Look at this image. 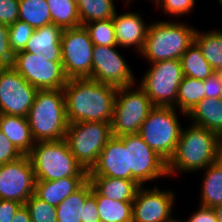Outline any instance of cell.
<instances>
[{"instance_id":"1","label":"cell","mask_w":222,"mask_h":222,"mask_svg":"<svg viewBox=\"0 0 222 222\" xmlns=\"http://www.w3.org/2000/svg\"><path fill=\"white\" fill-rule=\"evenodd\" d=\"M68 123H111L117 88L90 78L68 79L63 87Z\"/></svg>"},{"instance_id":"2","label":"cell","mask_w":222,"mask_h":222,"mask_svg":"<svg viewBox=\"0 0 222 222\" xmlns=\"http://www.w3.org/2000/svg\"><path fill=\"white\" fill-rule=\"evenodd\" d=\"M221 137L194 124L181 129L176 150L167 163L168 177L196 172L219 160ZM177 172V173H176Z\"/></svg>"},{"instance_id":"3","label":"cell","mask_w":222,"mask_h":222,"mask_svg":"<svg viewBox=\"0 0 222 222\" xmlns=\"http://www.w3.org/2000/svg\"><path fill=\"white\" fill-rule=\"evenodd\" d=\"M27 120L35 142L64 139L69 123L63 88L38 90Z\"/></svg>"},{"instance_id":"4","label":"cell","mask_w":222,"mask_h":222,"mask_svg":"<svg viewBox=\"0 0 222 222\" xmlns=\"http://www.w3.org/2000/svg\"><path fill=\"white\" fill-rule=\"evenodd\" d=\"M196 29L182 22L155 21L149 24L145 44L140 52L149 63L180 59L194 42Z\"/></svg>"},{"instance_id":"5","label":"cell","mask_w":222,"mask_h":222,"mask_svg":"<svg viewBox=\"0 0 222 222\" xmlns=\"http://www.w3.org/2000/svg\"><path fill=\"white\" fill-rule=\"evenodd\" d=\"M28 155L33 165L36 181L88 177V171L71 153L65 139L35 142Z\"/></svg>"},{"instance_id":"6","label":"cell","mask_w":222,"mask_h":222,"mask_svg":"<svg viewBox=\"0 0 222 222\" xmlns=\"http://www.w3.org/2000/svg\"><path fill=\"white\" fill-rule=\"evenodd\" d=\"M177 111L175 107L154 106L138 133L167 163L176 150L182 129Z\"/></svg>"},{"instance_id":"7","label":"cell","mask_w":222,"mask_h":222,"mask_svg":"<svg viewBox=\"0 0 222 222\" xmlns=\"http://www.w3.org/2000/svg\"><path fill=\"white\" fill-rule=\"evenodd\" d=\"M134 86L137 88L133 89ZM153 107L151 100L139 85L117 88L111 121L112 136L138 134Z\"/></svg>"},{"instance_id":"8","label":"cell","mask_w":222,"mask_h":222,"mask_svg":"<svg viewBox=\"0 0 222 222\" xmlns=\"http://www.w3.org/2000/svg\"><path fill=\"white\" fill-rule=\"evenodd\" d=\"M111 137L109 122H76L68 124L64 139L77 161L89 172Z\"/></svg>"},{"instance_id":"9","label":"cell","mask_w":222,"mask_h":222,"mask_svg":"<svg viewBox=\"0 0 222 222\" xmlns=\"http://www.w3.org/2000/svg\"><path fill=\"white\" fill-rule=\"evenodd\" d=\"M150 64L139 86L153 106L174 107L183 78L180 60L171 59Z\"/></svg>"},{"instance_id":"10","label":"cell","mask_w":222,"mask_h":222,"mask_svg":"<svg viewBox=\"0 0 222 222\" xmlns=\"http://www.w3.org/2000/svg\"><path fill=\"white\" fill-rule=\"evenodd\" d=\"M93 48L94 44L84 26L63 30L62 66L68 79L91 77Z\"/></svg>"},{"instance_id":"11","label":"cell","mask_w":222,"mask_h":222,"mask_svg":"<svg viewBox=\"0 0 222 222\" xmlns=\"http://www.w3.org/2000/svg\"><path fill=\"white\" fill-rule=\"evenodd\" d=\"M119 138L124 142L125 148H128V180L144 186L145 182L168 176L167 162L139 134Z\"/></svg>"},{"instance_id":"12","label":"cell","mask_w":222,"mask_h":222,"mask_svg":"<svg viewBox=\"0 0 222 222\" xmlns=\"http://www.w3.org/2000/svg\"><path fill=\"white\" fill-rule=\"evenodd\" d=\"M12 67L38 90L62 89L68 81L62 62L50 61V58H41L23 50L15 53Z\"/></svg>"},{"instance_id":"13","label":"cell","mask_w":222,"mask_h":222,"mask_svg":"<svg viewBox=\"0 0 222 222\" xmlns=\"http://www.w3.org/2000/svg\"><path fill=\"white\" fill-rule=\"evenodd\" d=\"M117 47L94 45L90 79L116 88L135 85L134 72Z\"/></svg>"},{"instance_id":"14","label":"cell","mask_w":222,"mask_h":222,"mask_svg":"<svg viewBox=\"0 0 222 222\" xmlns=\"http://www.w3.org/2000/svg\"><path fill=\"white\" fill-rule=\"evenodd\" d=\"M37 91L13 67L0 68V114L27 117Z\"/></svg>"},{"instance_id":"15","label":"cell","mask_w":222,"mask_h":222,"mask_svg":"<svg viewBox=\"0 0 222 222\" xmlns=\"http://www.w3.org/2000/svg\"><path fill=\"white\" fill-rule=\"evenodd\" d=\"M35 183V172L29 155L0 165V199L24 205L34 194Z\"/></svg>"},{"instance_id":"16","label":"cell","mask_w":222,"mask_h":222,"mask_svg":"<svg viewBox=\"0 0 222 222\" xmlns=\"http://www.w3.org/2000/svg\"><path fill=\"white\" fill-rule=\"evenodd\" d=\"M175 193L161 190L157 186L152 188L140 186L132 202V220L136 222H177L172 217Z\"/></svg>"},{"instance_id":"17","label":"cell","mask_w":222,"mask_h":222,"mask_svg":"<svg viewBox=\"0 0 222 222\" xmlns=\"http://www.w3.org/2000/svg\"><path fill=\"white\" fill-rule=\"evenodd\" d=\"M88 177H113L128 180V148L119 137L112 136L102 151L97 163L88 172Z\"/></svg>"},{"instance_id":"18","label":"cell","mask_w":222,"mask_h":222,"mask_svg":"<svg viewBox=\"0 0 222 222\" xmlns=\"http://www.w3.org/2000/svg\"><path fill=\"white\" fill-rule=\"evenodd\" d=\"M113 23L117 46L119 47H134L138 53L142 51L149 24L147 25L142 19V14L138 12H126L118 15L117 11L114 15Z\"/></svg>"},{"instance_id":"19","label":"cell","mask_w":222,"mask_h":222,"mask_svg":"<svg viewBox=\"0 0 222 222\" xmlns=\"http://www.w3.org/2000/svg\"><path fill=\"white\" fill-rule=\"evenodd\" d=\"M63 28L49 24L34 29L23 51L30 52L50 61L62 62L61 37Z\"/></svg>"},{"instance_id":"20","label":"cell","mask_w":222,"mask_h":222,"mask_svg":"<svg viewBox=\"0 0 222 222\" xmlns=\"http://www.w3.org/2000/svg\"><path fill=\"white\" fill-rule=\"evenodd\" d=\"M87 180L88 177H66L53 181H36L34 194L39 199L57 207L65 198L78 190Z\"/></svg>"},{"instance_id":"21","label":"cell","mask_w":222,"mask_h":222,"mask_svg":"<svg viewBox=\"0 0 222 222\" xmlns=\"http://www.w3.org/2000/svg\"><path fill=\"white\" fill-rule=\"evenodd\" d=\"M0 131L23 155L31 152L35 141L27 117L0 114Z\"/></svg>"},{"instance_id":"22","label":"cell","mask_w":222,"mask_h":222,"mask_svg":"<svg viewBox=\"0 0 222 222\" xmlns=\"http://www.w3.org/2000/svg\"><path fill=\"white\" fill-rule=\"evenodd\" d=\"M192 124L204 127L222 137V100L203 98L187 114Z\"/></svg>"},{"instance_id":"23","label":"cell","mask_w":222,"mask_h":222,"mask_svg":"<svg viewBox=\"0 0 222 222\" xmlns=\"http://www.w3.org/2000/svg\"><path fill=\"white\" fill-rule=\"evenodd\" d=\"M92 187L102 196L114 201L133 202L140 187L134 180L113 177H88Z\"/></svg>"},{"instance_id":"24","label":"cell","mask_w":222,"mask_h":222,"mask_svg":"<svg viewBox=\"0 0 222 222\" xmlns=\"http://www.w3.org/2000/svg\"><path fill=\"white\" fill-rule=\"evenodd\" d=\"M204 171L199 205L213 208L222 204V163L218 160Z\"/></svg>"},{"instance_id":"25","label":"cell","mask_w":222,"mask_h":222,"mask_svg":"<svg viewBox=\"0 0 222 222\" xmlns=\"http://www.w3.org/2000/svg\"><path fill=\"white\" fill-rule=\"evenodd\" d=\"M92 193V185L87 180L78 190L65 198L57 207V222H81L86 198Z\"/></svg>"},{"instance_id":"26","label":"cell","mask_w":222,"mask_h":222,"mask_svg":"<svg viewBox=\"0 0 222 222\" xmlns=\"http://www.w3.org/2000/svg\"><path fill=\"white\" fill-rule=\"evenodd\" d=\"M194 42L214 72H222V29L200 32L196 29Z\"/></svg>"},{"instance_id":"27","label":"cell","mask_w":222,"mask_h":222,"mask_svg":"<svg viewBox=\"0 0 222 222\" xmlns=\"http://www.w3.org/2000/svg\"><path fill=\"white\" fill-rule=\"evenodd\" d=\"M96 196L98 213L101 222H131L133 214L132 202L114 201L100 195L93 187Z\"/></svg>"},{"instance_id":"28","label":"cell","mask_w":222,"mask_h":222,"mask_svg":"<svg viewBox=\"0 0 222 222\" xmlns=\"http://www.w3.org/2000/svg\"><path fill=\"white\" fill-rule=\"evenodd\" d=\"M205 82L192 77L183 76L178 88L176 104L180 114H186L203 98H205Z\"/></svg>"},{"instance_id":"29","label":"cell","mask_w":222,"mask_h":222,"mask_svg":"<svg viewBox=\"0 0 222 222\" xmlns=\"http://www.w3.org/2000/svg\"><path fill=\"white\" fill-rule=\"evenodd\" d=\"M179 60L183 76L205 80L214 73L211 65L203 57L201 49L195 42L188 47Z\"/></svg>"},{"instance_id":"30","label":"cell","mask_w":222,"mask_h":222,"mask_svg":"<svg viewBox=\"0 0 222 222\" xmlns=\"http://www.w3.org/2000/svg\"><path fill=\"white\" fill-rule=\"evenodd\" d=\"M34 29L52 24L46 0H19V18Z\"/></svg>"},{"instance_id":"31","label":"cell","mask_w":222,"mask_h":222,"mask_svg":"<svg viewBox=\"0 0 222 222\" xmlns=\"http://www.w3.org/2000/svg\"><path fill=\"white\" fill-rule=\"evenodd\" d=\"M52 24L63 29L81 26L78 5L72 0H46Z\"/></svg>"},{"instance_id":"32","label":"cell","mask_w":222,"mask_h":222,"mask_svg":"<svg viewBox=\"0 0 222 222\" xmlns=\"http://www.w3.org/2000/svg\"><path fill=\"white\" fill-rule=\"evenodd\" d=\"M125 1V0H124ZM130 0H126L128 5ZM113 0H80L78 13L81 25L94 21L113 18L116 14V6Z\"/></svg>"},{"instance_id":"33","label":"cell","mask_w":222,"mask_h":222,"mask_svg":"<svg viewBox=\"0 0 222 222\" xmlns=\"http://www.w3.org/2000/svg\"><path fill=\"white\" fill-rule=\"evenodd\" d=\"M94 45L117 46L113 19L94 20L83 25Z\"/></svg>"},{"instance_id":"34","label":"cell","mask_w":222,"mask_h":222,"mask_svg":"<svg viewBox=\"0 0 222 222\" xmlns=\"http://www.w3.org/2000/svg\"><path fill=\"white\" fill-rule=\"evenodd\" d=\"M32 222H57L56 207L33 194L26 202Z\"/></svg>"},{"instance_id":"35","label":"cell","mask_w":222,"mask_h":222,"mask_svg":"<svg viewBox=\"0 0 222 222\" xmlns=\"http://www.w3.org/2000/svg\"><path fill=\"white\" fill-rule=\"evenodd\" d=\"M9 29V44L13 53H17L25 49L29 38L32 36L34 28L26 22L17 20Z\"/></svg>"},{"instance_id":"36","label":"cell","mask_w":222,"mask_h":222,"mask_svg":"<svg viewBox=\"0 0 222 222\" xmlns=\"http://www.w3.org/2000/svg\"><path fill=\"white\" fill-rule=\"evenodd\" d=\"M157 7H161L169 16L189 15L195 7V0H153ZM183 14V15H182Z\"/></svg>"},{"instance_id":"37","label":"cell","mask_w":222,"mask_h":222,"mask_svg":"<svg viewBox=\"0 0 222 222\" xmlns=\"http://www.w3.org/2000/svg\"><path fill=\"white\" fill-rule=\"evenodd\" d=\"M14 55L9 44L8 25L0 23V68L12 67Z\"/></svg>"},{"instance_id":"38","label":"cell","mask_w":222,"mask_h":222,"mask_svg":"<svg viewBox=\"0 0 222 222\" xmlns=\"http://www.w3.org/2000/svg\"><path fill=\"white\" fill-rule=\"evenodd\" d=\"M19 18V0H0V23L12 25Z\"/></svg>"},{"instance_id":"39","label":"cell","mask_w":222,"mask_h":222,"mask_svg":"<svg viewBox=\"0 0 222 222\" xmlns=\"http://www.w3.org/2000/svg\"><path fill=\"white\" fill-rule=\"evenodd\" d=\"M21 156L23 154L0 131V165L17 160Z\"/></svg>"},{"instance_id":"40","label":"cell","mask_w":222,"mask_h":222,"mask_svg":"<svg viewBox=\"0 0 222 222\" xmlns=\"http://www.w3.org/2000/svg\"><path fill=\"white\" fill-rule=\"evenodd\" d=\"M205 82V98L220 99L222 90V72H214Z\"/></svg>"},{"instance_id":"41","label":"cell","mask_w":222,"mask_h":222,"mask_svg":"<svg viewBox=\"0 0 222 222\" xmlns=\"http://www.w3.org/2000/svg\"><path fill=\"white\" fill-rule=\"evenodd\" d=\"M81 222H101L96 196L93 193L86 198V202L83 207V219H81Z\"/></svg>"},{"instance_id":"42","label":"cell","mask_w":222,"mask_h":222,"mask_svg":"<svg viewBox=\"0 0 222 222\" xmlns=\"http://www.w3.org/2000/svg\"><path fill=\"white\" fill-rule=\"evenodd\" d=\"M179 222H218L214 209L211 207L199 206L198 210L195 213H192L191 216L186 221L179 220Z\"/></svg>"},{"instance_id":"43","label":"cell","mask_w":222,"mask_h":222,"mask_svg":"<svg viewBox=\"0 0 222 222\" xmlns=\"http://www.w3.org/2000/svg\"><path fill=\"white\" fill-rule=\"evenodd\" d=\"M21 205L16 201L0 199V222H12Z\"/></svg>"},{"instance_id":"44","label":"cell","mask_w":222,"mask_h":222,"mask_svg":"<svg viewBox=\"0 0 222 222\" xmlns=\"http://www.w3.org/2000/svg\"><path fill=\"white\" fill-rule=\"evenodd\" d=\"M12 222H32L29 211L25 206V204L21 205L19 209L16 211L15 216L12 219Z\"/></svg>"},{"instance_id":"45","label":"cell","mask_w":222,"mask_h":222,"mask_svg":"<svg viewBox=\"0 0 222 222\" xmlns=\"http://www.w3.org/2000/svg\"><path fill=\"white\" fill-rule=\"evenodd\" d=\"M218 222H222V204L213 207Z\"/></svg>"},{"instance_id":"46","label":"cell","mask_w":222,"mask_h":222,"mask_svg":"<svg viewBox=\"0 0 222 222\" xmlns=\"http://www.w3.org/2000/svg\"><path fill=\"white\" fill-rule=\"evenodd\" d=\"M219 161L222 163V137H221V140H220Z\"/></svg>"},{"instance_id":"47","label":"cell","mask_w":222,"mask_h":222,"mask_svg":"<svg viewBox=\"0 0 222 222\" xmlns=\"http://www.w3.org/2000/svg\"><path fill=\"white\" fill-rule=\"evenodd\" d=\"M74 3H76L78 5V3L80 2V0H72Z\"/></svg>"},{"instance_id":"48","label":"cell","mask_w":222,"mask_h":222,"mask_svg":"<svg viewBox=\"0 0 222 222\" xmlns=\"http://www.w3.org/2000/svg\"><path fill=\"white\" fill-rule=\"evenodd\" d=\"M218 2H219V5H221V6H222V0H218Z\"/></svg>"}]
</instances>
